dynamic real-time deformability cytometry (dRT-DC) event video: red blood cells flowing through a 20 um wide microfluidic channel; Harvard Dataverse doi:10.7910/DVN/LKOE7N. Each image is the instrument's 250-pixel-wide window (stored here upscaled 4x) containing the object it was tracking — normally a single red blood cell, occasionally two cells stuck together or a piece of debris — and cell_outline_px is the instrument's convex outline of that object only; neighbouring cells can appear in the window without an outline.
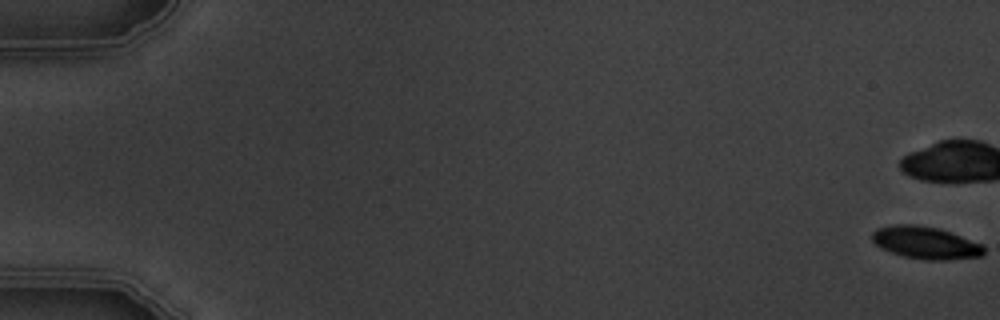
{"species": "common noctule bat (a hibernating species)", "species_latin": "Nyctalus noctula", "temperature_condition": "warm", "stored_images_in_passage": 6, "camera_frame_rate_fps": 3000, "um_per_image_px": 0.085, "animal": {"sex": "male", "body_mass_g": 19.5, "forearm_length_mm": 54.6}, "frame": {"image": 1, "passage_image": 1, "time_ms": 0.0, "image_size_px": [1000, 320], "cell_outline_px": [[984, 252], [980, 256], [948, 260], [928, 260], [904, 256], [880, 248], [872, 240], [872, 232], [876, 228], [896, 224], [916, 224], [940, 228], [984, 244]], "centroid_in_image_um": [78.68, 20.62], "position_along_channel_um": 6.3, "area_um2": 21.21}}